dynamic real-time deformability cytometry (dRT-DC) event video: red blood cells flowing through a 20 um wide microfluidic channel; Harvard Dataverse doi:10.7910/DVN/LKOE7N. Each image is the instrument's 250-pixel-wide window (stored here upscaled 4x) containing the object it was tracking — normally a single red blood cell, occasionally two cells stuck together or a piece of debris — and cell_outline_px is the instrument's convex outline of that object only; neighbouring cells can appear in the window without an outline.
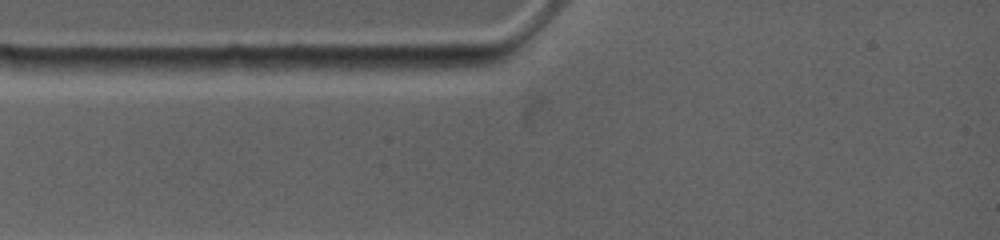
{"species": "common noctule bat (a hibernating species)", "species_latin": "Nyctalus noctula", "temperature_condition": "warm", "stored_images_in_passage": 3, "camera_frame_rate_fps": 4500, "um_per_image_px": 0.085, "animal": {"sex": "female", "body_mass_g": 19.0, "forearm_length_mm": 53.3}, "frame": {"image": 1, "passage_image": 1, "time_ms": 0.0, "image_size_px": [1000, 240], "cell_outline_px": [[492, 64], [428, 76], [400, 76], [376, 72], [364, 68], [376, 56], [476, 56], [492, 60]], "centroid_in_image_um": [36.05, 5.5], "position_along_channel_um": 49.0, "area_um2": 14.1}}